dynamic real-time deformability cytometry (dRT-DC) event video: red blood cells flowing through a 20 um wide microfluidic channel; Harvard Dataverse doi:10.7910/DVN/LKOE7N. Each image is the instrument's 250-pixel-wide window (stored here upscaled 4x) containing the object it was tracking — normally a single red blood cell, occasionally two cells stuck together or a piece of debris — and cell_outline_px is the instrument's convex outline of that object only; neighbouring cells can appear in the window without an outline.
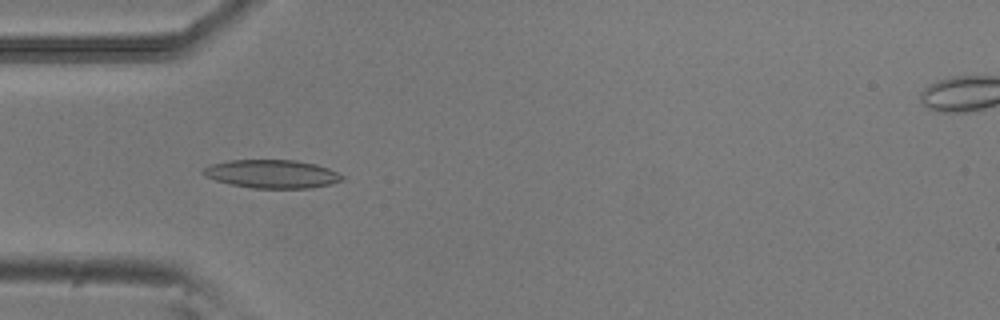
{"species": "common noctule bat (a hibernating species)", "species_latin": "Nyctalus noctula", "temperature_condition": "room temperature", "stored_images_in_passage": 6, "camera_frame_rate_fps": 3000, "um_per_image_px": 0.085, "animal": {"sex": "male", "body_mass_g": 20.5, "forearm_length_mm": 52.5}, "frame": {"image": 1, "passage_image": 4, "time_ms": 1.0, "image_size_px": [1000, 320], "cell_outline_px": [[344, 180], [332, 184], [312, 188], [252, 188], [232, 184], [216, 180], [204, 176], [200, 172], [204, 168], [212, 164], [228, 160], [296, 160], [316, 164], [328, 168], [344, 176]], "centroid_in_image_um": [23.13, 14.78], "position_along_channel_um": 61.9, "area_um2": 23.0}}
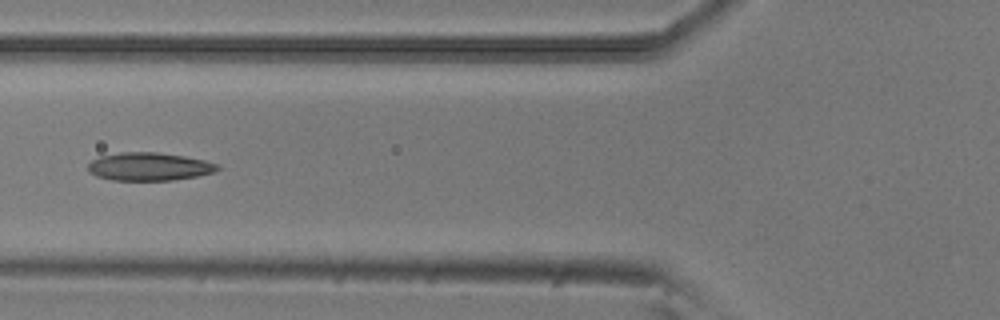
{"frame": {"image": 2, "passage_image": 5, "time_ms": 1.333, "image_size_px": [1000, 320], "cell_outline_px": [[220, 168], [212, 172], [196, 176], [172, 180], [112, 180], [96, 176], [88, 172], [88, 164], [92, 160], [100, 156], [120, 152], [156, 152], [184, 156], [204, 160], [220, 164]], "centroid_in_image_um": [12.65, 14.15], "position_along_channel_um": 113.1, "area_um2": 21.15}}
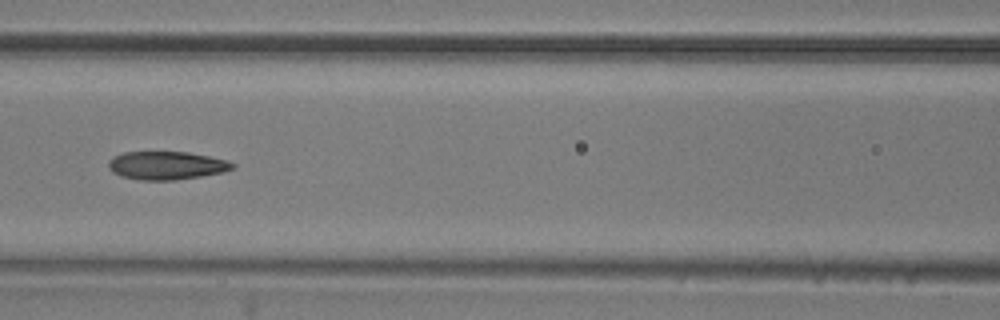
{"frame": {"image": 3, "passage_image": 6, "time_ms": 1.667, "image_size_px": [1000, 320], "cell_outline_px": [[236, 168], [224, 172], [200, 176], [172, 180], [140, 180], [120, 176], [112, 172], [108, 168], [108, 160], [112, 156], [124, 152], [188, 152], [228, 160], [236, 164]], "centroid_in_image_um": [14.15, 14.06], "position_along_channel_um": 152.5, "area_um2": 20.58}}